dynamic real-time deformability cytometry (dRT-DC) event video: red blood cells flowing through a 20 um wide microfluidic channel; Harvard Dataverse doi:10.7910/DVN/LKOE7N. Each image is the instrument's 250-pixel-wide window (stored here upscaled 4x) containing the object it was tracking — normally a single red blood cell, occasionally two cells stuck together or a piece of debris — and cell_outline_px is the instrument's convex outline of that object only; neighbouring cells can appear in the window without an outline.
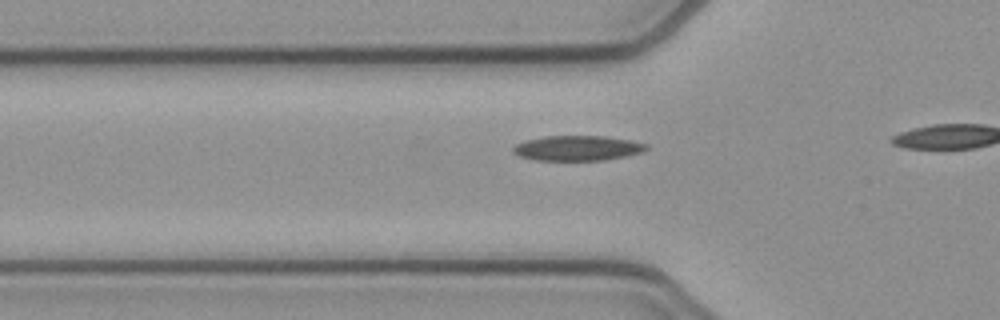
{"species": "common noctule bat (a hibernating species)", "species_latin": "Nyctalus noctula", "temperature_condition": "cold", "stored_images_in_passage": 18, "camera_frame_rate_fps": 3000, "um_per_image_px": 0.085, "animal": {"sex": "female", "body_mass_g": 21.9}, "frame": {"image": 1, "passage_image": 13, "time_ms": 4.0, "image_size_px": [1000, 320], "cell_outline_px": [[648, 148], [644, 152], [628, 156], [604, 160], [532, 160], [520, 156], [512, 152], [512, 148], [516, 144], [528, 140], [544, 136], [604, 136], [628, 140], [648, 144]], "centroid_in_image_um": [49.1, 12.6], "position_along_channel_um": 76.7, "area_um2": 19.48}}
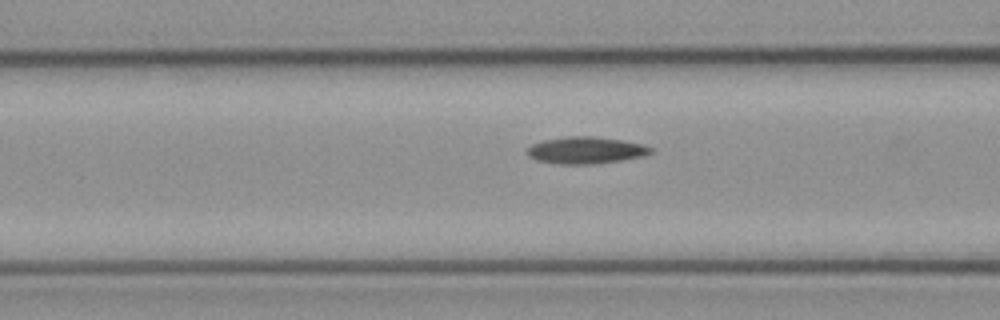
{"frame": {"image": 2, "passage_image": 16, "time_ms": 5.0, "image_size_px": [1000, 320], "cell_outline_px": [[652, 152], [644, 156], [620, 160], [592, 164], [556, 164], [536, 160], [528, 156], [524, 152], [532, 144], [544, 140], [564, 136], [592, 136], [624, 140], [644, 144], [652, 148]], "centroid_in_image_um": [49.77, 12.77], "position_along_channel_um": 116.8, "area_um2": 19.54}}